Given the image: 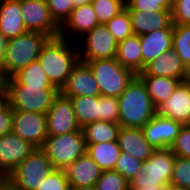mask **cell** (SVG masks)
<instances>
[{
  "instance_id": "6da1fadb",
  "label": "cell",
  "mask_w": 190,
  "mask_h": 190,
  "mask_svg": "<svg viewBox=\"0 0 190 190\" xmlns=\"http://www.w3.org/2000/svg\"><path fill=\"white\" fill-rule=\"evenodd\" d=\"M37 60L48 80L60 91L66 84L72 69L79 62L77 43L60 36L49 38L43 45Z\"/></svg>"
},
{
  "instance_id": "7a4b0ae2",
  "label": "cell",
  "mask_w": 190,
  "mask_h": 190,
  "mask_svg": "<svg viewBox=\"0 0 190 190\" xmlns=\"http://www.w3.org/2000/svg\"><path fill=\"white\" fill-rule=\"evenodd\" d=\"M119 119L122 127L142 128L156 114L143 81L136 75L118 97Z\"/></svg>"
},
{
  "instance_id": "3957f363",
  "label": "cell",
  "mask_w": 190,
  "mask_h": 190,
  "mask_svg": "<svg viewBox=\"0 0 190 190\" xmlns=\"http://www.w3.org/2000/svg\"><path fill=\"white\" fill-rule=\"evenodd\" d=\"M48 36L27 31L7 40L5 57L0 65V81L12 77L31 62L36 61Z\"/></svg>"
},
{
  "instance_id": "277c9868",
  "label": "cell",
  "mask_w": 190,
  "mask_h": 190,
  "mask_svg": "<svg viewBox=\"0 0 190 190\" xmlns=\"http://www.w3.org/2000/svg\"><path fill=\"white\" fill-rule=\"evenodd\" d=\"M176 155L170 148L155 149L152 156L142 161L141 170L129 181V190L146 186H168L173 173Z\"/></svg>"
},
{
  "instance_id": "5b68a950",
  "label": "cell",
  "mask_w": 190,
  "mask_h": 190,
  "mask_svg": "<svg viewBox=\"0 0 190 190\" xmlns=\"http://www.w3.org/2000/svg\"><path fill=\"white\" fill-rule=\"evenodd\" d=\"M86 63L94 74L101 96L119 97L136 76L116 58L95 59Z\"/></svg>"
},
{
  "instance_id": "8992f818",
  "label": "cell",
  "mask_w": 190,
  "mask_h": 190,
  "mask_svg": "<svg viewBox=\"0 0 190 190\" xmlns=\"http://www.w3.org/2000/svg\"><path fill=\"white\" fill-rule=\"evenodd\" d=\"M41 149L51 161L54 169L65 170L86 153L83 131L48 136Z\"/></svg>"
},
{
  "instance_id": "52a82bcc",
  "label": "cell",
  "mask_w": 190,
  "mask_h": 190,
  "mask_svg": "<svg viewBox=\"0 0 190 190\" xmlns=\"http://www.w3.org/2000/svg\"><path fill=\"white\" fill-rule=\"evenodd\" d=\"M8 103L13 110L46 114L59 94L56 87H34L25 84H4Z\"/></svg>"
},
{
  "instance_id": "ba28073f",
  "label": "cell",
  "mask_w": 190,
  "mask_h": 190,
  "mask_svg": "<svg viewBox=\"0 0 190 190\" xmlns=\"http://www.w3.org/2000/svg\"><path fill=\"white\" fill-rule=\"evenodd\" d=\"M53 169L45 152L35 148L9 176L21 189L36 190Z\"/></svg>"
},
{
  "instance_id": "9c48e42d",
  "label": "cell",
  "mask_w": 190,
  "mask_h": 190,
  "mask_svg": "<svg viewBox=\"0 0 190 190\" xmlns=\"http://www.w3.org/2000/svg\"><path fill=\"white\" fill-rule=\"evenodd\" d=\"M79 40L77 46L82 62L116 57L118 42L105 24H98Z\"/></svg>"
},
{
  "instance_id": "30bf717a",
  "label": "cell",
  "mask_w": 190,
  "mask_h": 190,
  "mask_svg": "<svg viewBox=\"0 0 190 190\" xmlns=\"http://www.w3.org/2000/svg\"><path fill=\"white\" fill-rule=\"evenodd\" d=\"M21 10L26 31L39 32L49 38L59 36L60 26L52 18L46 0H21Z\"/></svg>"
},
{
  "instance_id": "8fae6325",
  "label": "cell",
  "mask_w": 190,
  "mask_h": 190,
  "mask_svg": "<svg viewBox=\"0 0 190 190\" xmlns=\"http://www.w3.org/2000/svg\"><path fill=\"white\" fill-rule=\"evenodd\" d=\"M46 116L48 136L82 131L77 121L71 99L65 97L60 92L53 99L52 105L46 113Z\"/></svg>"
},
{
  "instance_id": "7c38bea8",
  "label": "cell",
  "mask_w": 190,
  "mask_h": 190,
  "mask_svg": "<svg viewBox=\"0 0 190 190\" xmlns=\"http://www.w3.org/2000/svg\"><path fill=\"white\" fill-rule=\"evenodd\" d=\"M46 123V114L13 110L12 132L36 148L48 137Z\"/></svg>"
},
{
  "instance_id": "4fadbf2b",
  "label": "cell",
  "mask_w": 190,
  "mask_h": 190,
  "mask_svg": "<svg viewBox=\"0 0 190 190\" xmlns=\"http://www.w3.org/2000/svg\"><path fill=\"white\" fill-rule=\"evenodd\" d=\"M36 147L13 132L0 137V172L9 175Z\"/></svg>"
},
{
  "instance_id": "5bb4252c",
  "label": "cell",
  "mask_w": 190,
  "mask_h": 190,
  "mask_svg": "<svg viewBox=\"0 0 190 190\" xmlns=\"http://www.w3.org/2000/svg\"><path fill=\"white\" fill-rule=\"evenodd\" d=\"M183 125L178 121L155 114L143 127L147 142L155 149L170 148Z\"/></svg>"
},
{
  "instance_id": "9a60e30c",
  "label": "cell",
  "mask_w": 190,
  "mask_h": 190,
  "mask_svg": "<svg viewBox=\"0 0 190 190\" xmlns=\"http://www.w3.org/2000/svg\"><path fill=\"white\" fill-rule=\"evenodd\" d=\"M60 93L65 97L100 96L99 86L87 63L79 60Z\"/></svg>"
},
{
  "instance_id": "2e32d148",
  "label": "cell",
  "mask_w": 190,
  "mask_h": 190,
  "mask_svg": "<svg viewBox=\"0 0 190 190\" xmlns=\"http://www.w3.org/2000/svg\"><path fill=\"white\" fill-rule=\"evenodd\" d=\"M156 114L178 121L182 125H190V87L185 80L156 108Z\"/></svg>"
},
{
  "instance_id": "e0dca14e",
  "label": "cell",
  "mask_w": 190,
  "mask_h": 190,
  "mask_svg": "<svg viewBox=\"0 0 190 190\" xmlns=\"http://www.w3.org/2000/svg\"><path fill=\"white\" fill-rule=\"evenodd\" d=\"M98 24L99 22L91 3L74 7L69 18L60 27L59 36L77 42ZM75 38H77V40Z\"/></svg>"
},
{
  "instance_id": "ac0fdd59",
  "label": "cell",
  "mask_w": 190,
  "mask_h": 190,
  "mask_svg": "<svg viewBox=\"0 0 190 190\" xmlns=\"http://www.w3.org/2000/svg\"><path fill=\"white\" fill-rule=\"evenodd\" d=\"M189 71L177 52L172 48L148 63L144 70L137 75L161 76L184 81Z\"/></svg>"
},
{
  "instance_id": "d6986e66",
  "label": "cell",
  "mask_w": 190,
  "mask_h": 190,
  "mask_svg": "<svg viewBox=\"0 0 190 190\" xmlns=\"http://www.w3.org/2000/svg\"><path fill=\"white\" fill-rule=\"evenodd\" d=\"M135 35L148 34L161 29H174L172 15L169 10L162 11H141L127 10Z\"/></svg>"
},
{
  "instance_id": "ffe728a7",
  "label": "cell",
  "mask_w": 190,
  "mask_h": 190,
  "mask_svg": "<svg viewBox=\"0 0 190 190\" xmlns=\"http://www.w3.org/2000/svg\"><path fill=\"white\" fill-rule=\"evenodd\" d=\"M102 170L87 154L80 156L74 163L65 169L69 186H95Z\"/></svg>"
},
{
  "instance_id": "44dd1931",
  "label": "cell",
  "mask_w": 190,
  "mask_h": 190,
  "mask_svg": "<svg viewBox=\"0 0 190 190\" xmlns=\"http://www.w3.org/2000/svg\"><path fill=\"white\" fill-rule=\"evenodd\" d=\"M173 29H161L140 35L142 71L151 61L172 49Z\"/></svg>"
},
{
  "instance_id": "7402d4cb",
  "label": "cell",
  "mask_w": 190,
  "mask_h": 190,
  "mask_svg": "<svg viewBox=\"0 0 190 190\" xmlns=\"http://www.w3.org/2000/svg\"><path fill=\"white\" fill-rule=\"evenodd\" d=\"M117 142L121 151L129 153L141 161L151 157L155 150L145 139L142 128L121 126Z\"/></svg>"
},
{
  "instance_id": "603a6c76",
  "label": "cell",
  "mask_w": 190,
  "mask_h": 190,
  "mask_svg": "<svg viewBox=\"0 0 190 190\" xmlns=\"http://www.w3.org/2000/svg\"><path fill=\"white\" fill-rule=\"evenodd\" d=\"M25 32L21 0L0 1V33L8 40Z\"/></svg>"
},
{
  "instance_id": "cb8c5ba5",
  "label": "cell",
  "mask_w": 190,
  "mask_h": 190,
  "mask_svg": "<svg viewBox=\"0 0 190 190\" xmlns=\"http://www.w3.org/2000/svg\"><path fill=\"white\" fill-rule=\"evenodd\" d=\"M137 76L143 81L155 108L165 102L182 81L181 79L153 75Z\"/></svg>"
},
{
  "instance_id": "d4e9b609",
  "label": "cell",
  "mask_w": 190,
  "mask_h": 190,
  "mask_svg": "<svg viewBox=\"0 0 190 190\" xmlns=\"http://www.w3.org/2000/svg\"><path fill=\"white\" fill-rule=\"evenodd\" d=\"M116 60L136 75L142 72L140 36L132 35L118 43Z\"/></svg>"
},
{
  "instance_id": "484cf974",
  "label": "cell",
  "mask_w": 190,
  "mask_h": 190,
  "mask_svg": "<svg viewBox=\"0 0 190 190\" xmlns=\"http://www.w3.org/2000/svg\"><path fill=\"white\" fill-rule=\"evenodd\" d=\"M86 153L98 164L102 171L113 170L121 150L117 141L86 143Z\"/></svg>"
},
{
  "instance_id": "4316f807",
  "label": "cell",
  "mask_w": 190,
  "mask_h": 190,
  "mask_svg": "<svg viewBox=\"0 0 190 190\" xmlns=\"http://www.w3.org/2000/svg\"><path fill=\"white\" fill-rule=\"evenodd\" d=\"M3 84H25L34 87H55L48 80L40 62H31L27 67L22 68L12 77L2 81Z\"/></svg>"
},
{
  "instance_id": "83f0119b",
  "label": "cell",
  "mask_w": 190,
  "mask_h": 190,
  "mask_svg": "<svg viewBox=\"0 0 190 190\" xmlns=\"http://www.w3.org/2000/svg\"><path fill=\"white\" fill-rule=\"evenodd\" d=\"M71 99L77 121L81 127L99 120L100 96L68 97Z\"/></svg>"
},
{
  "instance_id": "f1b7e54d",
  "label": "cell",
  "mask_w": 190,
  "mask_h": 190,
  "mask_svg": "<svg viewBox=\"0 0 190 190\" xmlns=\"http://www.w3.org/2000/svg\"><path fill=\"white\" fill-rule=\"evenodd\" d=\"M121 126L119 123L96 121L82 128L86 143L117 141Z\"/></svg>"
},
{
  "instance_id": "f546056e",
  "label": "cell",
  "mask_w": 190,
  "mask_h": 190,
  "mask_svg": "<svg viewBox=\"0 0 190 190\" xmlns=\"http://www.w3.org/2000/svg\"><path fill=\"white\" fill-rule=\"evenodd\" d=\"M172 48L190 70V24H174Z\"/></svg>"
},
{
  "instance_id": "4dcf8cb0",
  "label": "cell",
  "mask_w": 190,
  "mask_h": 190,
  "mask_svg": "<svg viewBox=\"0 0 190 190\" xmlns=\"http://www.w3.org/2000/svg\"><path fill=\"white\" fill-rule=\"evenodd\" d=\"M105 26L118 43L134 35L131 19L126 8L110 19Z\"/></svg>"
},
{
  "instance_id": "1f68e13d",
  "label": "cell",
  "mask_w": 190,
  "mask_h": 190,
  "mask_svg": "<svg viewBox=\"0 0 190 190\" xmlns=\"http://www.w3.org/2000/svg\"><path fill=\"white\" fill-rule=\"evenodd\" d=\"M99 24H106L125 9L123 0H96L91 3Z\"/></svg>"
},
{
  "instance_id": "d6a6232c",
  "label": "cell",
  "mask_w": 190,
  "mask_h": 190,
  "mask_svg": "<svg viewBox=\"0 0 190 190\" xmlns=\"http://www.w3.org/2000/svg\"><path fill=\"white\" fill-rule=\"evenodd\" d=\"M170 185L190 190V158L176 156Z\"/></svg>"
},
{
  "instance_id": "836d02e7",
  "label": "cell",
  "mask_w": 190,
  "mask_h": 190,
  "mask_svg": "<svg viewBox=\"0 0 190 190\" xmlns=\"http://www.w3.org/2000/svg\"><path fill=\"white\" fill-rule=\"evenodd\" d=\"M95 188L96 190H129V182L114 170L102 171Z\"/></svg>"
},
{
  "instance_id": "e575fe53",
  "label": "cell",
  "mask_w": 190,
  "mask_h": 190,
  "mask_svg": "<svg viewBox=\"0 0 190 190\" xmlns=\"http://www.w3.org/2000/svg\"><path fill=\"white\" fill-rule=\"evenodd\" d=\"M142 161L131 154L121 151L114 171L120 173L128 182L141 170Z\"/></svg>"
},
{
  "instance_id": "d590c367",
  "label": "cell",
  "mask_w": 190,
  "mask_h": 190,
  "mask_svg": "<svg viewBox=\"0 0 190 190\" xmlns=\"http://www.w3.org/2000/svg\"><path fill=\"white\" fill-rule=\"evenodd\" d=\"M13 109L8 103V94L5 85L0 82V137L12 132Z\"/></svg>"
},
{
  "instance_id": "8d00e7d4",
  "label": "cell",
  "mask_w": 190,
  "mask_h": 190,
  "mask_svg": "<svg viewBox=\"0 0 190 190\" xmlns=\"http://www.w3.org/2000/svg\"><path fill=\"white\" fill-rule=\"evenodd\" d=\"M125 8L127 10H141V11H172L173 0H128Z\"/></svg>"
},
{
  "instance_id": "74e56055",
  "label": "cell",
  "mask_w": 190,
  "mask_h": 190,
  "mask_svg": "<svg viewBox=\"0 0 190 190\" xmlns=\"http://www.w3.org/2000/svg\"><path fill=\"white\" fill-rule=\"evenodd\" d=\"M52 18L61 27L74 9L72 0H46Z\"/></svg>"
},
{
  "instance_id": "f35d334b",
  "label": "cell",
  "mask_w": 190,
  "mask_h": 190,
  "mask_svg": "<svg viewBox=\"0 0 190 190\" xmlns=\"http://www.w3.org/2000/svg\"><path fill=\"white\" fill-rule=\"evenodd\" d=\"M118 119H119L118 97L100 95L99 120L105 122L118 123Z\"/></svg>"
},
{
  "instance_id": "ab89813d",
  "label": "cell",
  "mask_w": 190,
  "mask_h": 190,
  "mask_svg": "<svg viewBox=\"0 0 190 190\" xmlns=\"http://www.w3.org/2000/svg\"><path fill=\"white\" fill-rule=\"evenodd\" d=\"M69 182L65 170L53 169L45 180L42 181L40 187L36 190H68Z\"/></svg>"
},
{
  "instance_id": "60d3db41",
  "label": "cell",
  "mask_w": 190,
  "mask_h": 190,
  "mask_svg": "<svg viewBox=\"0 0 190 190\" xmlns=\"http://www.w3.org/2000/svg\"><path fill=\"white\" fill-rule=\"evenodd\" d=\"M170 149L176 156L190 158V125H183L181 127Z\"/></svg>"
},
{
  "instance_id": "b9f144b4",
  "label": "cell",
  "mask_w": 190,
  "mask_h": 190,
  "mask_svg": "<svg viewBox=\"0 0 190 190\" xmlns=\"http://www.w3.org/2000/svg\"><path fill=\"white\" fill-rule=\"evenodd\" d=\"M171 15L173 24H190V0H173Z\"/></svg>"
},
{
  "instance_id": "7bdbcfd3",
  "label": "cell",
  "mask_w": 190,
  "mask_h": 190,
  "mask_svg": "<svg viewBox=\"0 0 190 190\" xmlns=\"http://www.w3.org/2000/svg\"><path fill=\"white\" fill-rule=\"evenodd\" d=\"M0 190H23L7 175L0 177Z\"/></svg>"
},
{
  "instance_id": "ee69618b",
  "label": "cell",
  "mask_w": 190,
  "mask_h": 190,
  "mask_svg": "<svg viewBox=\"0 0 190 190\" xmlns=\"http://www.w3.org/2000/svg\"><path fill=\"white\" fill-rule=\"evenodd\" d=\"M7 39L0 33V65L2 64L5 51H6Z\"/></svg>"
},
{
  "instance_id": "f6af8a7d",
  "label": "cell",
  "mask_w": 190,
  "mask_h": 190,
  "mask_svg": "<svg viewBox=\"0 0 190 190\" xmlns=\"http://www.w3.org/2000/svg\"><path fill=\"white\" fill-rule=\"evenodd\" d=\"M95 1L96 0H72L74 7H78V6H81V5H86V4H89V3H93Z\"/></svg>"
},
{
  "instance_id": "bcb514c9",
  "label": "cell",
  "mask_w": 190,
  "mask_h": 190,
  "mask_svg": "<svg viewBox=\"0 0 190 190\" xmlns=\"http://www.w3.org/2000/svg\"><path fill=\"white\" fill-rule=\"evenodd\" d=\"M68 190H96L95 186L74 187L69 186Z\"/></svg>"
},
{
  "instance_id": "7dc6e473",
  "label": "cell",
  "mask_w": 190,
  "mask_h": 190,
  "mask_svg": "<svg viewBox=\"0 0 190 190\" xmlns=\"http://www.w3.org/2000/svg\"><path fill=\"white\" fill-rule=\"evenodd\" d=\"M140 190H166V186H146Z\"/></svg>"
},
{
  "instance_id": "c3c4849f",
  "label": "cell",
  "mask_w": 190,
  "mask_h": 190,
  "mask_svg": "<svg viewBox=\"0 0 190 190\" xmlns=\"http://www.w3.org/2000/svg\"><path fill=\"white\" fill-rule=\"evenodd\" d=\"M166 190H185V189H183V188H181V187H176V186H173V185H168V186H166Z\"/></svg>"
},
{
  "instance_id": "681fc988",
  "label": "cell",
  "mask_w": 190,
  "mask_h": 190,
  "mask_svg": "<svg viewBox=\"0 0 190 190\" xmlns=\"http://www.w3.org/2000/svg\"><path fill=\"white\" fill-rule=\"evenodd\" d=\"M185 81L187 82V84L190 87V71H189V74L186 76Z\"/></svg>"
}]
</instances>
